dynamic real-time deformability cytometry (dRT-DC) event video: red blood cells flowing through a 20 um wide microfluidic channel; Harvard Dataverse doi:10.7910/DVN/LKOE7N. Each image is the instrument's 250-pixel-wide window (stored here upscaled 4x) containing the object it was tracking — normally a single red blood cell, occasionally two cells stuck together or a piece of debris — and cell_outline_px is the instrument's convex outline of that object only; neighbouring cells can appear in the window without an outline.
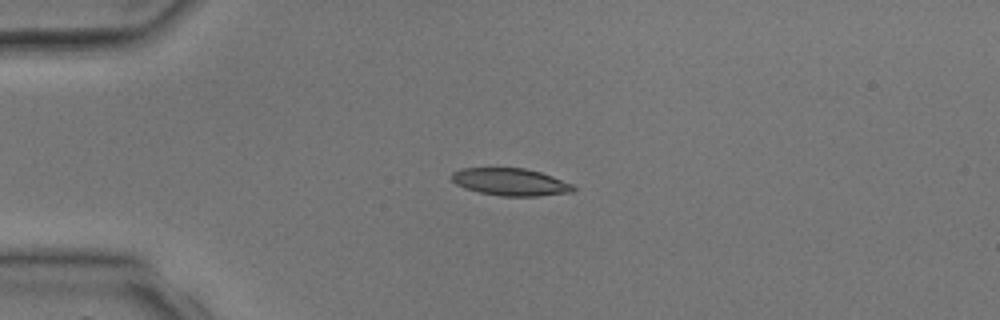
{"species": "common noctule bat (a hibernating species)", "species_latin": "Nyctalus noctula", "temperature_condition": "room temperature", "stored_images_in_passage": 3, "camera_frame_rate_fps": 3000, "um_per_image_px": 0.085, "animal": {"sex": "male", "body_mass_g": 17.9, "forearm_length_mm": 54.2}, "frame": {"image": 1, "passage_image": 3, "time_ms": 2.667, "image_size_px": [1000, 320], "cell_outline_px": [[576, 188], [572, 192], [536, 196], [500, 196], [480, 192], [464, 188], [456, 184], [448, 176], [452, 172], [460, 168], [524, 168], [540, 172], [552, 176], [572, 184]], "centroid_in_image_um": [43.34, 15.46], "position_along_channel_um": 41.7, "area_um2": 19.42}}